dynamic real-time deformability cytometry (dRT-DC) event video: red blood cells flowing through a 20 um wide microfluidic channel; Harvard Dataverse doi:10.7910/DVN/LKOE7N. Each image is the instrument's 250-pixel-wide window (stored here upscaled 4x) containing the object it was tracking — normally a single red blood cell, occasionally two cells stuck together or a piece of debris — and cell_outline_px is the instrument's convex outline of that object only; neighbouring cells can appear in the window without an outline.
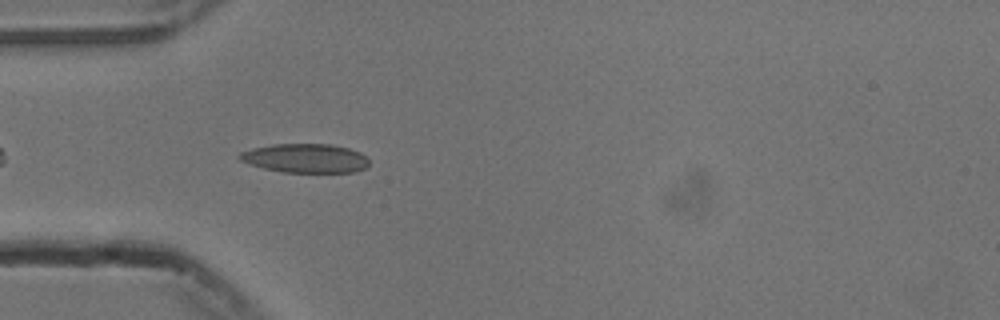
{"species": "common noctule bat (a hibernating species)", "species_latin": "Nyctalus noctula", "temperature_condition": "cold", "stored_images_in_passage": 41, "camera_frame_rate_fps": 3000, "um_per_image_px": 0.085, "animal": {"sex": "male", "body_mass_g": 13.3}, "frame": {"image": 1, "passage_image": 3, "time_ms": 0.667, "image_size_px": [1000, 320], "cell_outline_px": [[368, 164], [364, 168], [352, 172], [284, 172], [264, 168], [240, 160], [236, 156], [240, 152], [252, 148], [272, 144], [332, 144], [348, 148], [360, 152], [368, 160]], "centroid_in_image_um": [25.93, 13.44], "position_along_channel_um": 59.1, "area_um2": 21.73}}
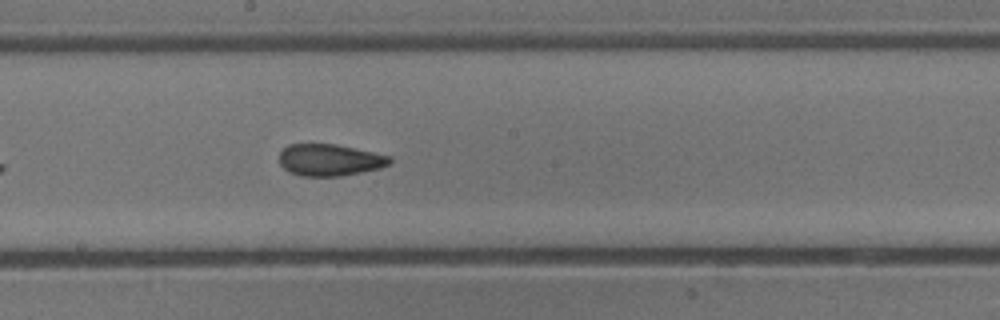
{"frame": {"image": 2, "passage_image": 16, "time_ms": 5.0, "image_size_px": [1000, 320], "cell_outline_px": [[392, 164], [380, 168], [340, 176], [300, 176], [288, 172], [280, 164], [280, 152], [288, 144], [336, 144], [392, 156]], "centroid_in_image_um": [28.04, 13.6], "position_along_channel_um": 220.2, "area_um2": 20.58}}
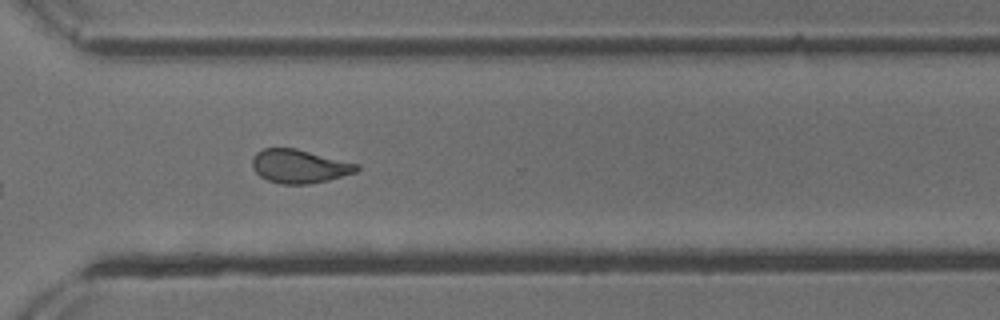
{"frame": {"image": 3, "passage_image": 26, "time_ms": 8.333, "image_size_px": [1000, 320], "cell_outline_px": [[360, 168], [356, 172], [328, 180], [308, 184], [280, 184], [268, 180], [260, 176], [252, 168], [252, 156], [256, 152], [264, 148], [296, 148], [360, 164]], "centroid_in_image_um": [25.44, 14.13], "position_along_channel_um": 345.2, "area_um2": 20.58}, "authors_computed_cell_mechanics": {"area_um2": 20.9236, "velocity_mm_per_s": 3.7688, "shape_relaxation_time_tau1_ms": 6.5157, "shape_relaxation_time_tau2_ms": 2.1329, "deformation_change_tau1": 0.1448, "deformation_change_tau2": 0.0796}}